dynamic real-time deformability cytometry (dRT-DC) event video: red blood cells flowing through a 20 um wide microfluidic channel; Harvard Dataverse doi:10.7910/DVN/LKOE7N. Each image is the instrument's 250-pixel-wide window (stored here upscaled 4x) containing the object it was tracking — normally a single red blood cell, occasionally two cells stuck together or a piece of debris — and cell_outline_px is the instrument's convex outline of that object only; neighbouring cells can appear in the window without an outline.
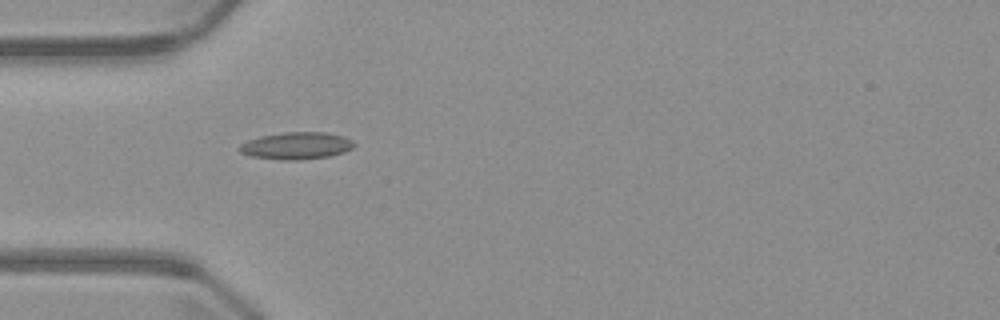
{"species": "common noctule bat (a hibernating species)", "species_latin": "Nyctalus noctula", "temperature_condition": "warm", "stored_images_in_passage": 3, "camera_frame_rate_fps": 3000, "um_per_image_px": 0.085, "animal": {"sex": "male", "body_mass_g": 23.1, "forearm_length_mm": 52.7}, "frame": {"image": 1, "passage_image": 2, "time_ms": 2.0, "image_size_px": [1000, 320], "cell_outline_px": [[356, 144], [352, 148], [344, 152], [328, 156], [296, 160], [280, 160], [252, 156], [240, 152], [240, 144], [248, 140], [260, 136], [284, 132], [328, 132], [344, 136], [352, 140]], "centroid_in_image_um": [25.22, 12.37], "position_along_channel_um": 59.8, "area_um2": 18.09}}
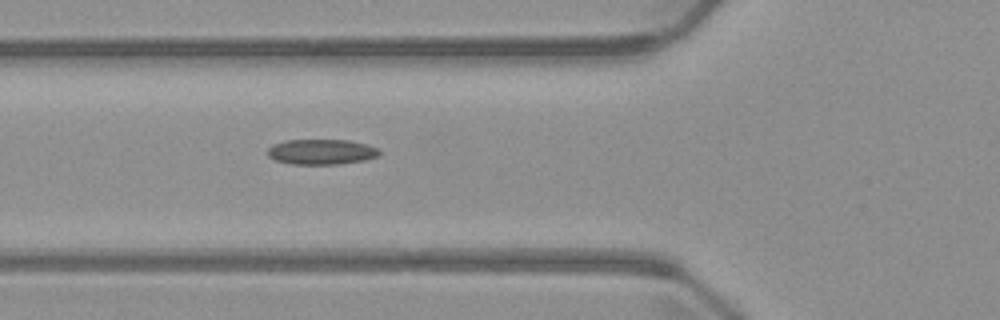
{"frame": {"image": 2, "passage_image": 3, "time_ms": 3.0, "image_size_px": [1000, 320], "cell_outline_px": [[380, 152], [376, 156], [364, 160], [340, 164], [292, 164], [276, 160], [268, 156], [268, 148], [272, 144], [288, 140], [348, 140], [364, 144], [376, 148]], "centroid_in_image_um": [27.27, 12.91], "position_along_channel_um": 98.5, "area_um2": 16.24}}